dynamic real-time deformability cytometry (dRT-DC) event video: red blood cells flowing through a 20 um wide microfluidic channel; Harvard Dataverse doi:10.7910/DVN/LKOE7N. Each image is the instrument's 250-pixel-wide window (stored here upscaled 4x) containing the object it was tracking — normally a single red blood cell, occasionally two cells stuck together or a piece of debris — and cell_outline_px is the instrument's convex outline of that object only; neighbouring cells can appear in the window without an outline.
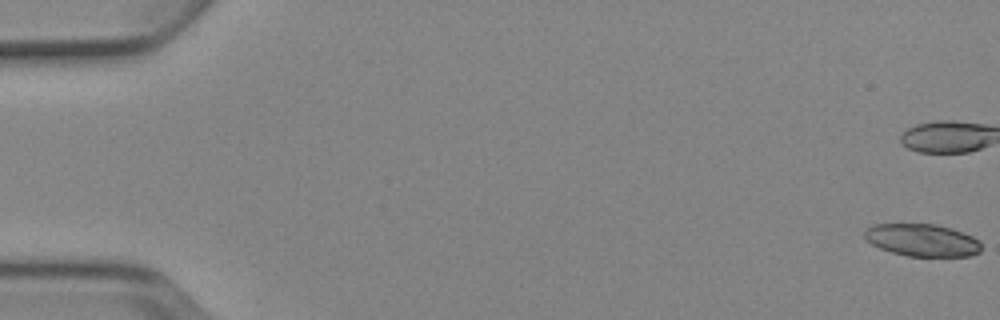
{"species": "Egyptian fruit bat (a non-hibernating species)", "species_latin": "Rousettus aegyptiacus", "temperature_condition": "cold", "stored_images_in_passage": 6, "camera_frame_rate_fps": 3000, "um_per_image_px": 0.085, "animal": {"sex": "female"}, "frame": {"image": 1, "passage_image": 1, "time_ms": 0.0, "image_size_px": [1000, 320], "cell_outline_px": [[980, 252], [972, 256], [908, 256], [892, 252], [880, 248], [872, 244], [864, 236], [864, 232], [868, 228], [876, 224], [936, 224], [952, 228], [972, 236], [980, 244]], "centroid_in_image_um": [78.4, 20.41], "position_along_channel_um": 6.6, "area_um2": 21.85}}